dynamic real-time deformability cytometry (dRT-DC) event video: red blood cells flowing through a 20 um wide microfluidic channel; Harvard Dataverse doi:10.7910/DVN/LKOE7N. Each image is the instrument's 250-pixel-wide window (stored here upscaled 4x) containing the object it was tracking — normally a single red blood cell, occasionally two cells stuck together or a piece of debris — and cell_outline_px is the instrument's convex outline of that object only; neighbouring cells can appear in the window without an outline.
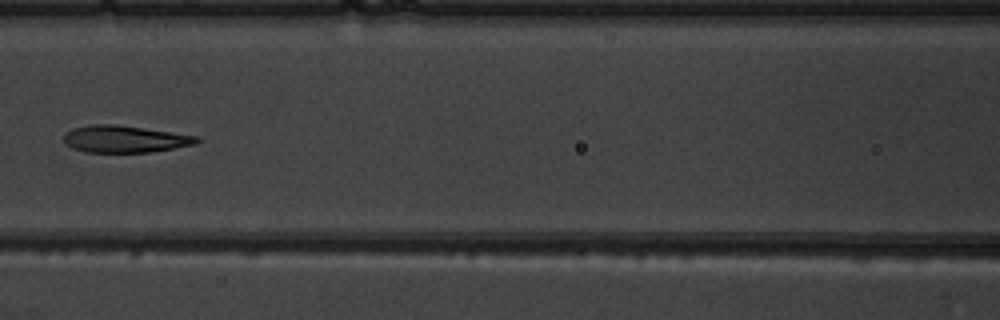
{"species": "common noctule bat (a hibernating species)", "species_latin": "Nyctalus noctula", "temperature_condition": "warm", "stored_images_in_passage": 6, "camera_frame_rate_fps": 3000, "um_per_image_px": 0.085, "animal": {"sex": "male", "body_mass_g": 19.5, "forearm_length_mm": 54.6}, "frame": {"image": 1, "passage_image": 6, "time_ms": 6.0, "image_size_px": [1000, 320], "cell_outline_px": [[200, 140], [196, 144], [148, 152], [88, 152], [72, 148], [64, 144], [64, 136], [72, 128], [92, 124], [112, 124], [144, 128], [200, 136]], "centroid_in_image_um": [10.6, 11.81], "position_along_channel_um": 156.0, "area_um2": 20.81}}